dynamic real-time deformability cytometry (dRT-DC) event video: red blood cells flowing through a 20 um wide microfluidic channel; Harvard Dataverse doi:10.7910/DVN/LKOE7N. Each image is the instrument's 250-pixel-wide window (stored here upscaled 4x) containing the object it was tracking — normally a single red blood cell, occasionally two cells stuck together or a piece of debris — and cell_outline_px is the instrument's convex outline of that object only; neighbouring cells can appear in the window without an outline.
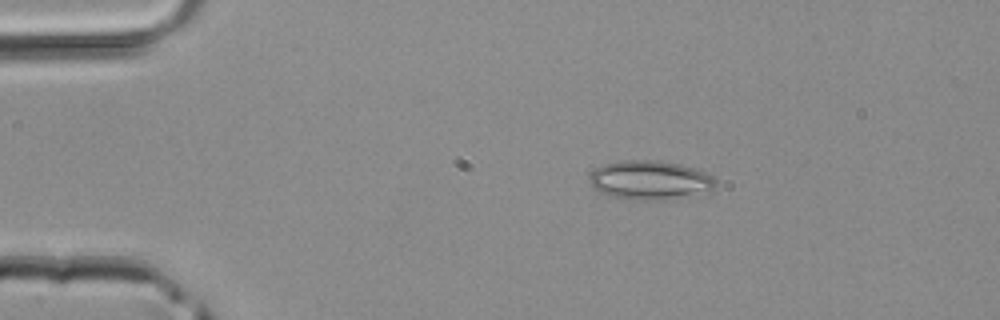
{"species": "common noctule bat (a hibernating species)", "species_latin": "Nyctalus noctula", "temperature_condition": "room temperature", "stored_images_in_passage": 3, "segment_of_instrument_passage": [2, 2], "camera_frame_rate_fps": 3000, "um_per_image_px": 0.085, "animal": {"sex": "male", "body_mass_g": 20.4}, "frame": {"image": 1, "passage_image": 3, "time_ms": 0.667, "image_size_px": [1000, 320], "cell_outline_px": [[716, 184], [712, 188], [664, 200], [632, 200], [612, 196], [596, 192], [592, 188], [588, 180], [588, 176], [596, 168], [604, 164], [620, 160], [660, 160], [680, 164], [696, 168], [712, 176], [716, 180]], "centroid_in_image_um": [55.14, 15.29], "position_along_channel_um": 29.9, "area_um2": 28.61}}